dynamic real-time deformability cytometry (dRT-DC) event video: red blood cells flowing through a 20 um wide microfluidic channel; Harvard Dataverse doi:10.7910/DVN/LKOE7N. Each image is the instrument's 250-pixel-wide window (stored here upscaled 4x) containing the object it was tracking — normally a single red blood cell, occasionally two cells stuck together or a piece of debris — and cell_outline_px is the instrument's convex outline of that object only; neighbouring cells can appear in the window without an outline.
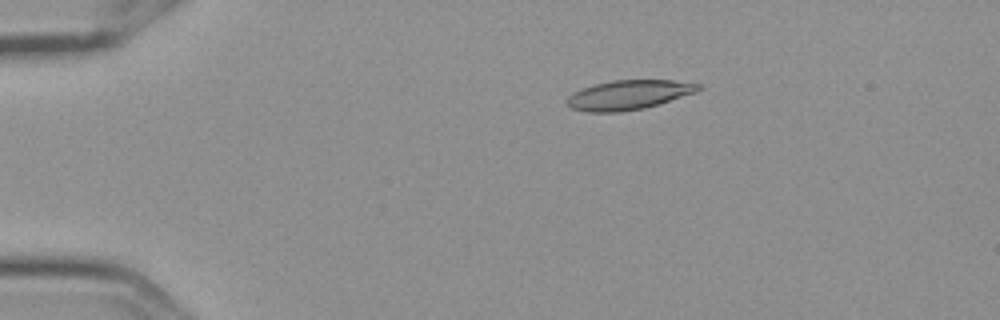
{"species": "Egyptian fruit bat (a non-hibernating species)", "species_latin": "Rousettus aegyptiacus", "temperature_condition": "cold", "stored_images_in_passage": 6, "camera_frame_rate_fps": 3000, "um_per_image_px": 0.085, "frame": {"image": 1, "passage_image": 3, "time_ms": 0.667, "image_size_px": [1000, 320], "cell_outline_px": [[700, 88], [696, 92], [644, 108], [620, 112], [588, 112], [572, 108], [564, 104], [564, 100], [572, 92], [596, 84], [612, 80], [672, 80], [700, 84]], "centroid_in_image_um": [53.37, 8.07], "position_along_channel_um": 31.6, "area_um2": 22.43}}
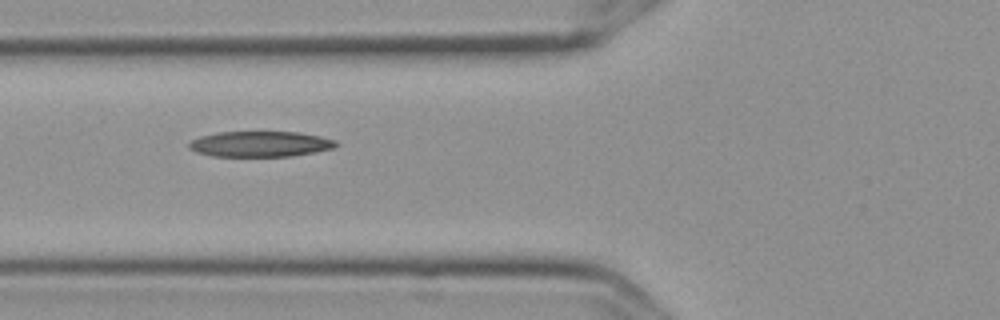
{"frame": {"image": 2, "passage_image": 6, "time_ms": 1.667, "image_size_px": [1000, 320], "cell_outline_px": [[340, 144], [332, 148], [316, 152], [292, 156], [212, 156], [196, 152], [188, 148], [188, 144], [192, 140], [200, 136], [216, 132], [300, 132], [320, 136], [336, 140]], "centroid_in_image_um": [22.12, 12.24], "position_along_channel_um": 103.7, "area_um2": 22.02}}